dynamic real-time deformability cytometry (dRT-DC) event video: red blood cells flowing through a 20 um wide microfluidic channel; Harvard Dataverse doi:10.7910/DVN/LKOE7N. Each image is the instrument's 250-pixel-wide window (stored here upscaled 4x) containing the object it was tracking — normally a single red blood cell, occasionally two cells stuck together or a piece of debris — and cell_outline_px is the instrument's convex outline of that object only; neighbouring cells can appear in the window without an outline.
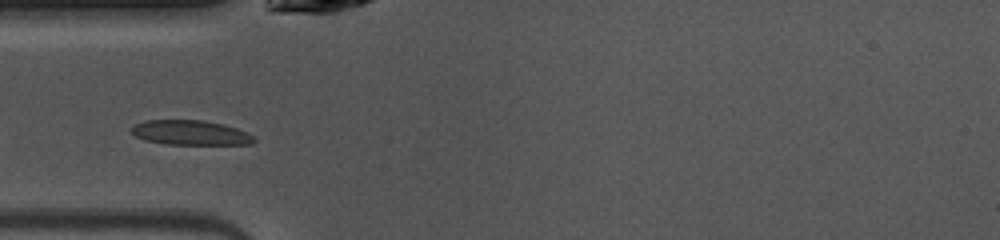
{"species": "common noctule bat (a hibernating species)", "species_latin": "Nyctalus noctula", "temperature_condition": "warm", "stored_images_in_passage": 38, "camera_frame_rate_fps": 3000, "um_per_image_px": 0.085, "animal": {"sex": "female", "body_mass_g": 10.0, "forearm_length_mm": 53.1}, "frame": {"image": 1, "passage_image": 4, "time_ms": 1.0, "image_size_px": [1000, 240], "cell_outline_px": [[256, 140], [252, 144], [168, 144], [144, 140], [136, 136], [132, 132], [132, 128], [136, 124], [144, 120], [204, 120], [224, 124], [236, 128], [256, 136]], "centroid_in_image_um": [16.23, 11.27], "position_along_channel_um": 68.8, "area_um2": 17.63}}
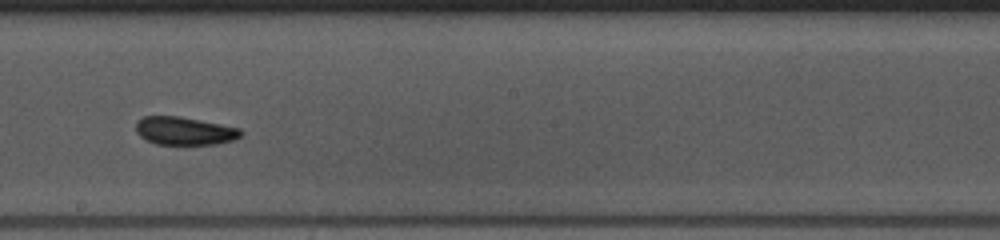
{"frame": {"image": 2, "passage_image": 16, "time_ms": 5.0, "image_size_px": [1000, 240], "cell_outline_px": [[244, 132], [240, 136], [232, 140], [216, 144], [156, 144], [140, 136], [136, 132], [136, 120], [144, 116], [180, 116], [240, 128]], "centroid_in_image_um": [15.67, 11.12], "position_along_channel_um": 232.5, "area_um2": 17.11}}
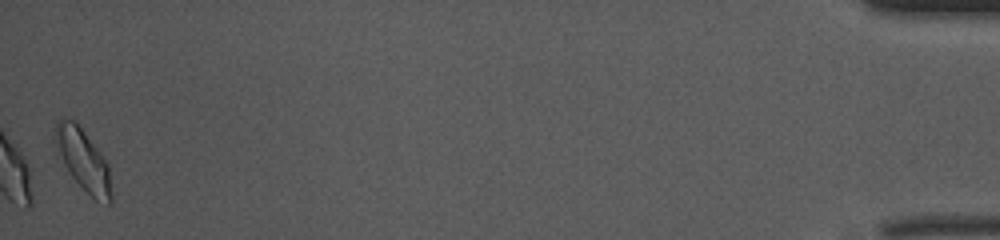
{"frame": {"image": 3, "passage_image": 38, "time_ms": 12.333, "image_size_px": [1000, 240], "cell_outline_px": [[112, 200], [108, 204], [96, 200], [68, 172], [56, 156], [52, 140], [52, 136], [56, 120], [76, 120], [104, 156], [108, 164], [112, 192]], "centroid_in_image_um": [7.01, 13.54], "position_along_channel_um": 428.2, "area_um2": 20.75}, "authors_computed_cell_mechanics": {"area_um2": 17.5423, "velocity_mm_per_s": 4.0661, "shape_relaxation_time_tau1_ms": 2.4364, "shape_relaxation_time_tau2_ms": 2.2979, "deformation_change_tau1": 0.0934, "deformation_change_tau2": 0.0627}}